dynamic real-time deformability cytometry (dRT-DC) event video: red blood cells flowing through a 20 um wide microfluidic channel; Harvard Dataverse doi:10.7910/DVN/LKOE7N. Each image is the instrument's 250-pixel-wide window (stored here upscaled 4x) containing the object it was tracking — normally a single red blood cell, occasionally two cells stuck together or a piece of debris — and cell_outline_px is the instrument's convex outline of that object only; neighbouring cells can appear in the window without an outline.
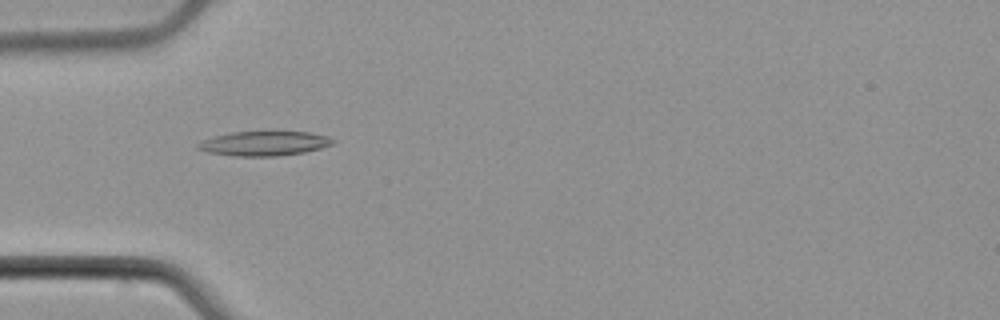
{"species": "common noctule bat (a hibernating species)", "species_latin": "Nyctalus noctula", "temperature_condition": "cold", "stored_images_in_passage": 38, "camera_frame_rate_fps": 3000, "um_per_image_px": 0.085, "animal": {"sex": "male", "body_mass_g": 21.5, "forearm_length_mm": 52.0}, "frame": {"image": 1, "passage_image": 2, "time_ms": 0.333, "image_size_px": [1000, 320], "cell_outline_px": [[336, 140], [332, 144], [320, 148], [304, 152], [276, 156], [232, 156], [208, 152], [196, 148], [196, 144], [204, 140], [216, 136], [232, 132], [308, 132], [328, 136]], "centroid_in_image_um": [22.46, 12.2], "position_along_channel_um": 62.5, "area_um2": 19.07}}
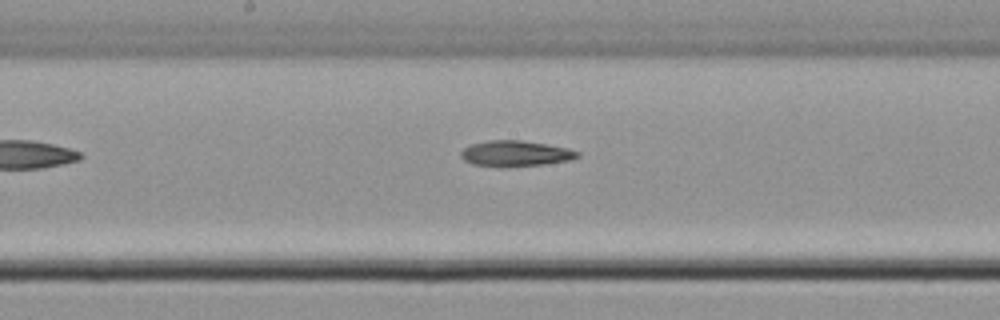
{"frame": {"image": 2, "passage_image": 13, "time_ms": 4.0, "image_size_px": [1000, 320], "cell_outline_px": [[580, 156], [572, 160], [544, 164], [472, 164], [464, 160], [460, 156], [460, 152], [464, 148], [472, 144], [488, 140], [520, 140], [568, 148], [580, 152]], "centroid_in_image_um": [43.86, 13.0], "position_along_channel_um": 204.3, "area_um2": 16.65}}
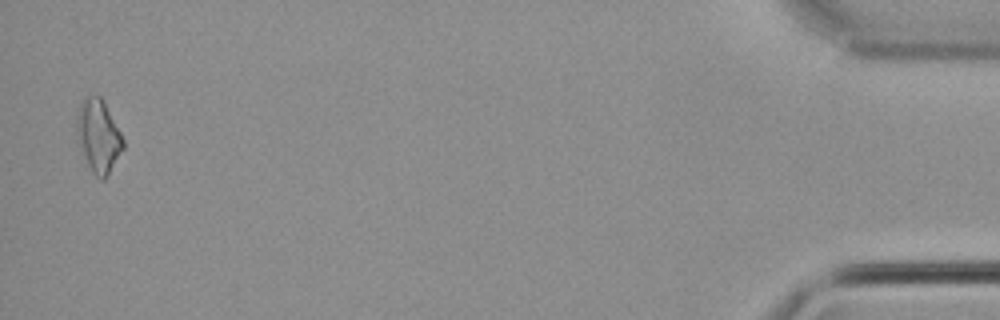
{"frame": {"image": 3, "passage_image": 37, "time_ms": 12.0, "image_size_px": [1000, 320], "cell_outline_px": [[124, 148], [108, 176], [104, 180], [100, 180], [92, 172], [80, 148], [76, 132], [76, 112], [80, 100], [84, 96], [100, 96], [104, 100], [124, 140]], "centroid_in_image_um": [8.35, 11.54], "position_along_channel_um": 426.9, "area_um2": 20.0}}